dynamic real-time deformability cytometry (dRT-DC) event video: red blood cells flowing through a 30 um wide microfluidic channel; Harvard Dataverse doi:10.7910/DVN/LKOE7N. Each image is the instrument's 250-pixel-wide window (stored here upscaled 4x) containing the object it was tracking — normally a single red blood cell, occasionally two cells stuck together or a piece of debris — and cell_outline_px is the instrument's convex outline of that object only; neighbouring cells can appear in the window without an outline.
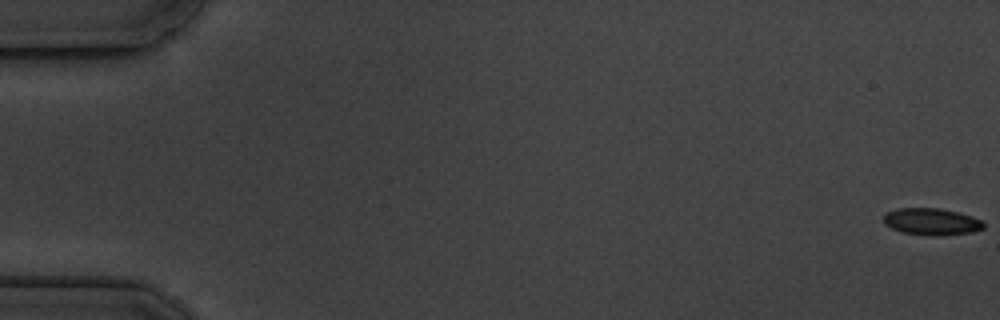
{"species": "common noctule bat (a hibernating species)", "species_latin": "Nyctalus noctula", "temperature_condition": "cold", "stored_images_in_passage": 5, "camera_frame_rate_fps": 3000, "um_per_image_px": 0.085, "animal": {"sex": "male", "body_mass_g": 19.5, "forearm_length_mm": 54.6}, "frame": {"image": 1, "passage_image": 1, "time_ms": 0.0, "image_size_px": [1000, 320], "cell_outline_px": [[984, 228], [972, 232], [936, 236], [900, 232], [884, 224], [884, 216], [888, 212], [896, 208], [940, 208], [960, 212], [972, 216], [980, 220], [984, 224]], "centroid_in_image_um": [79.18, 18.83], "position_along_channel_um": 5.8, "area_um2": 15.66}}
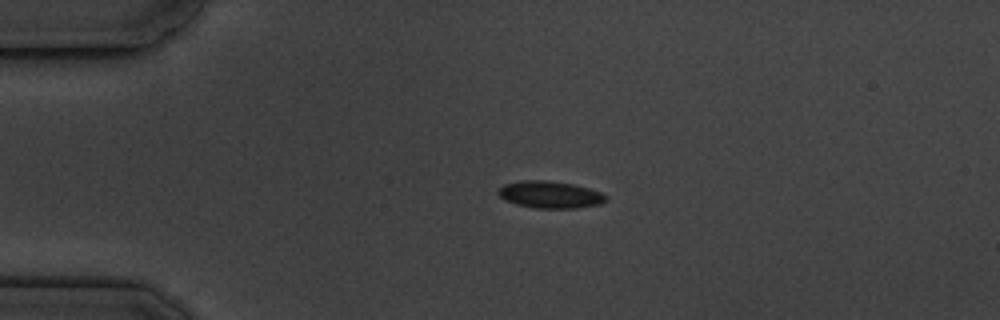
{"frame": {"image": 2, "passage_image": 4, "time_ms": 4.333, "image_size_px": [1000, 320], "cell_outline_px": [[608, 200], [600, 204], [572, 208], [536, 208], [516, 204], [504, 200], [496, 192], [504, 184], [524, 180], [544, 180], [572, 184], [588, 188], [600, 192], [608, 196]], "centroid_in_image_um": [46.75, 16.54], "position_along_channel_um": 38.3, "area_um2": 16.88}}